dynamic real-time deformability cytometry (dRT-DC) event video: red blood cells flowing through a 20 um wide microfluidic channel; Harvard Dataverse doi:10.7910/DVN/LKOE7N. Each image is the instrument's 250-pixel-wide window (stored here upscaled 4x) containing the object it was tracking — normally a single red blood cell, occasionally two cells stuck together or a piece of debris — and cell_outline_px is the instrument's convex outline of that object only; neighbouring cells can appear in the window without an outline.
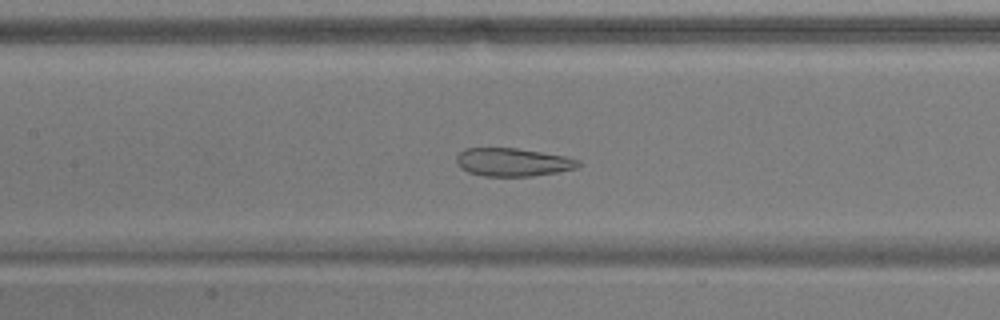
{"species": "common noctule bat (a hibernating species)", "species_latin": "Nyctalus noctula", "temperature_condition": "warm", "stored_images_in_passage": 53, "camera_frame_rate_fps": 3000, "um_per_image_px": 0.085, "animal": {"sex": "male", "body_mass_g": 17.9}, "frame": {"image": 1, "passage_image": 24, "time_ms": 7.667, "image_size_px": [1000, 320], "cell_outline_px": [[580, 164], [576, 168], [556, 172], [532, 176], [484, 176], [468, 172], [460, 168], [456, 164], [456, 156], [464, 148], [516, 148], [564, 156], [580, 160]], "centroid_in_image_um": [43.54, 13.78], "position_along_channel_um": 163.9, "area_um2": 19.94}}
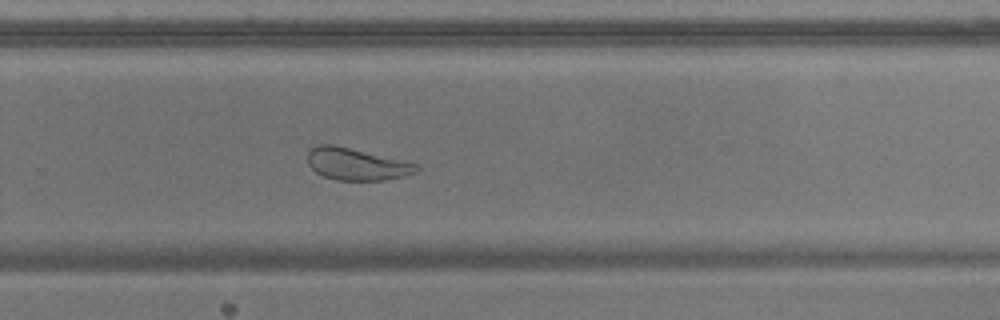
{"frame": {"image": 2, "passage_image": 35, "time_ms": 11.333, "image_size_px": [1000, 320], "cell_outline_px": [[420, 168], [416, 172], [404, 176], [380, 180], [336, 180], [324, 176], [316, 172], [308, 164], [308, 152], [312, 148], [320, 144], [332, 144], [420, 164]], "centroid_in_image_um": [30.32, 13.95], "position_along_channel_um": 299.5, "area_um2": 20.11}}
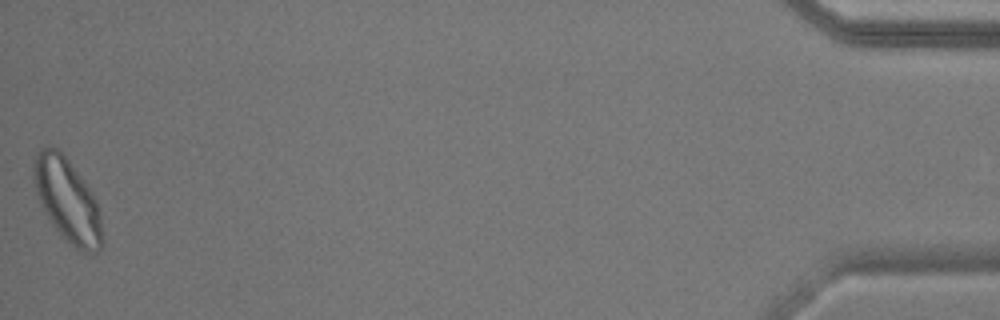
{"frame": {"image": 3, "passage_image": 53, "time_ms": 17.333, "image_size_px": [1000, 320], "cell_outline_px": [[104, 240], [100, 248], [96, 252], [84, 252], [76, 248], [60, 236], [52, 224], [36, 192], [32, 176], [32, 168], [36, 152], [44, 148], [56, 148], [68, 160], [84, 180], [92, 192], [96, 200], [100, 212]], "centroid_in_image_um": [5.75, 17.05], "position_along_channel_um": 429.5, "area_um2": 33.18}, "authors_computed_cell_mechanics": {"area_um2": 27.5706, "velocity_mm_per_s": 3.7164, "shape_relaxation_time_tau1_ms": null, "shape_relaxation_time_tau2_ms": 1.7095, "deformation_change_tau1": null, "deformation_change_tau2": 0.091}}